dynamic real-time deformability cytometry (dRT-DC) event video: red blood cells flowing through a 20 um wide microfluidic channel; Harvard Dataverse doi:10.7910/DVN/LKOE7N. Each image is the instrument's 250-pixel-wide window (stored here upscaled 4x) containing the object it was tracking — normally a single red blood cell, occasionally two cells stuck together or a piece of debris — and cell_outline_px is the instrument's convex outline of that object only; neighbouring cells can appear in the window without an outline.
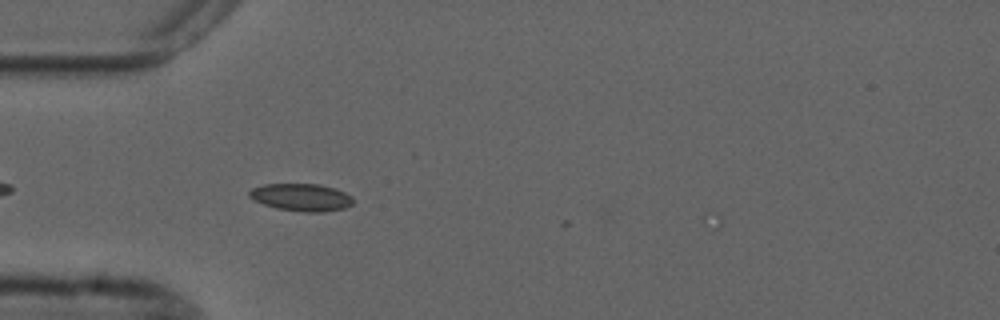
{"species": "common noctule bat (a hibernating species)", "species_latin": "Nyctalus noctula", "temperature_condition": "cold", "stored_images_in_passage": 2, "camera_frame_rate_fps": 3000, "um_per_image_px": 0.085, "animal": {"sex": "male", "forearm_length_mm": 52.5}, "frame": {"image": 1, "passage_image": 2, "time_ms": 1.333, "image_size_px": [1000, 320], "cell_outline_px": [[352, 204], [344, 208], [324, 212], [304, 212], [276, 208], [252, 200], [248, 196], [248, 192], [252, 188], [264, 184], [320, 184], [336, 188], [352, 196]], "centroid_in_image_um": [25.59, 16.76], "position_along_channel_um": 59.4, "area_um2": 16.7}}